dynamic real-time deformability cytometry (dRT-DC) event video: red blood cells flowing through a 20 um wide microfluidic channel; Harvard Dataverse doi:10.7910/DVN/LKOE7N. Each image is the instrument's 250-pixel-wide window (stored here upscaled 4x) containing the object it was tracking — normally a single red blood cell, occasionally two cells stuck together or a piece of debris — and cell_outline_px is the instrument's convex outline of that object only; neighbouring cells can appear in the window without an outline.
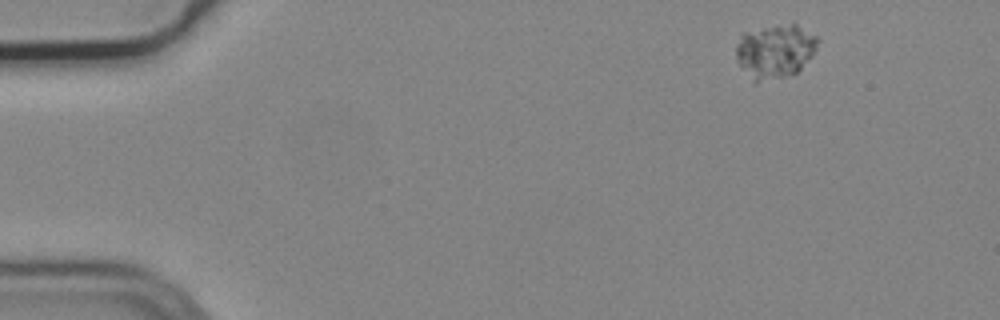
{"species": "common noctule bat (a hibernating species)", "species_latin": "Nyctalus noctula", "temperature_condition": "cold", "stored_images_in_passage": 4, "camera_frame_rate_fps": 3000, "um_per_image_px": 0.085, "animal": {"sex": "male", "body_mass_g": 19.2, "forearm_length_mm": 51.8}, "frame": {"image": 1, "passage_image": 1, "time_ms": 0.0, "image_size_px": [1000, 320], "cell_outline_px": [[820, 40], [812, 56], [796, 72], [784, 76], [756, 84], [752, 84], [740, 64], [736, 56], [736, 44], [740, 32], [764, 28], [792, 24], [796, 24], [816, 36]], "centroid_in_image_um": [65.83, 4.37], "position_along_channel_um": 19.2, "area_um2": 25.66}}